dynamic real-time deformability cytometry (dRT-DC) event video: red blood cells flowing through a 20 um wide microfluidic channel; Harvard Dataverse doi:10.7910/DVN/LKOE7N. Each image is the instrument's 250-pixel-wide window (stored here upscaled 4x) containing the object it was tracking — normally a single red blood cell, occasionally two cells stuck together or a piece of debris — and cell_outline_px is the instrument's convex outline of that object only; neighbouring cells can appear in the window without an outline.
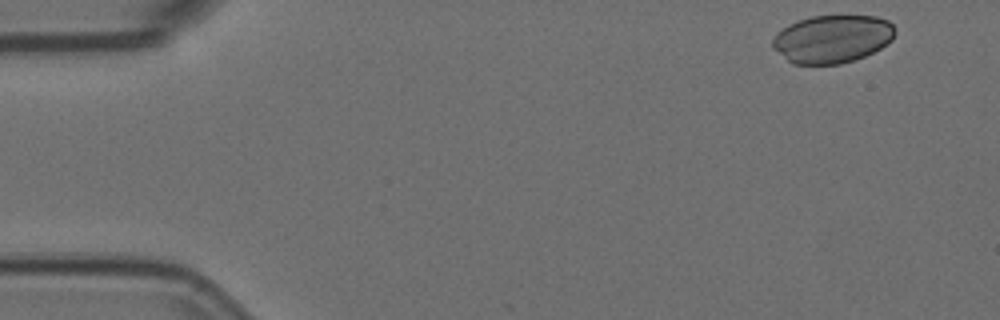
{"species": "Egyptian fruit bat (a non-hibernating species)", "species_latin": "Rousettus aegyptiacus", "temperature_condition": "room temperature", "stored_images_in_passage": 5, "camera_frame_rate_fps": 3000, "um_per_image_px": 0.085, "animal": {"sex": "female"}, "frame": {"image": 1, "passage_image": 1, "time_ms": 0.0, "image_size_px": [1000, 320], "cell_outline_px": [[896, 32], [892, 40], [880, 48], [864, 56], [840, 64], [792, 64], [772, 48], [772, 40], [776, 32], [788, 24], [812, 16], [876, 16], [888, 20], [896, 28]], "centroid_in_image_um": [70.73, 3.3], "position_along_channel_um": 14.3, "area_um2": 34.28}}